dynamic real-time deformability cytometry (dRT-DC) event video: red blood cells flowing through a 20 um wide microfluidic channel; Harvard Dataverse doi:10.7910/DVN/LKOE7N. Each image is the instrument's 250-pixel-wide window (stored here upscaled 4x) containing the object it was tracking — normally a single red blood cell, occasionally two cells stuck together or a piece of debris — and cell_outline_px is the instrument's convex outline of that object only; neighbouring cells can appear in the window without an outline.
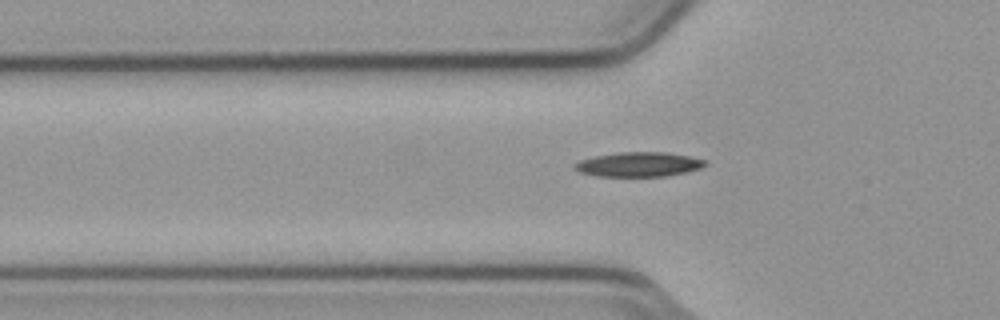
{"species": "common noctule bat (a hibernating species)", "species_latin": "Nyctalus noctula", "temperature_condition": "cold", "stored_images_in_passage": 39, "camera_frame_rate_fps": 3000, "um_per_image_px": 0.085, "animal": {"sex": "male", "body_mass_g": 23.1, "forearm_length_mm": 52.7}, "frame": {"image": 1, "passage_image": 3, "time_ms": 0.667, "image_size_px": [1000, 320], "cell_outline_px": [[708, 164], [700, 168], [688, 172], [668, 176], [596, 176], [580, 172], [572, 168], [572, 164], [580, 160], [592, 156], [620, 152], [668, 152], [708, 160]], "centroid_in_image_um": [54.29, 13.97], "position_along_channel_um": 71.5, "area_um2": 18.96}}
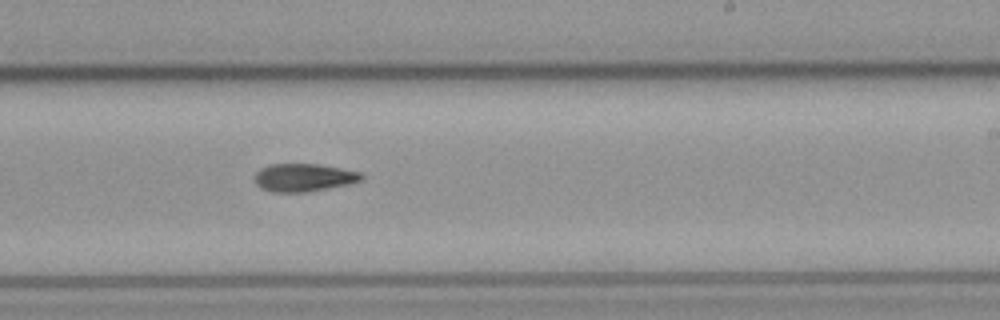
{"frame": {"image": 2, "passage_image": 18, "time_ms": 5.667, "image_size_px": [1000, 320], "cell_outline_px": [[364, 180], [352, 184], [308, 192], [272, 192], [260, 188], [256, 184], [256, 172], [260, 168], [268, 164], [316, 164], [340, 168], [360, 172], [364, 176]], "centroid_in_image_um": [25.85, 15.1], "position_along_channel_um": 263.2, "area_um2": 17.57}}
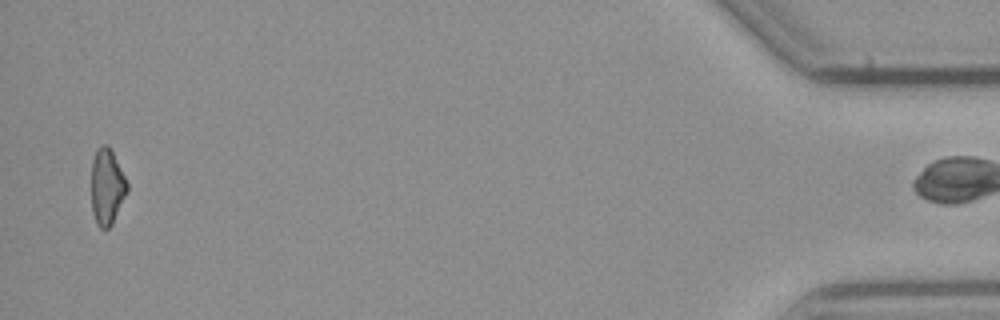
{"frame": {"image": 3, "passage_image": 38, "time_ms": 12.333, "image_size_px": [1000, 320], "cell_outline_px": [[128, 192], [112, 224], [108, 228], [100, 228], [96, 224], [92, 212], [92, 160], [96, 148], [104, 144], [108, 144], [128, 184]], "centroid_in_image_um": [9.09, 15.88], "position_along_channel_um": 426.1, "area_um2": 15.84}, "authors_computed_cell_mechanics": {"area_um2": 17.34, "velocity_mm_per_s": 3.8052, "shape_relaxation_time_tau1_ms": 8.0796, "shape_relaxation_time_tau2_ms": null, "deformation_change_tau1": 0.1923, "deformation_change_tau2": null}}